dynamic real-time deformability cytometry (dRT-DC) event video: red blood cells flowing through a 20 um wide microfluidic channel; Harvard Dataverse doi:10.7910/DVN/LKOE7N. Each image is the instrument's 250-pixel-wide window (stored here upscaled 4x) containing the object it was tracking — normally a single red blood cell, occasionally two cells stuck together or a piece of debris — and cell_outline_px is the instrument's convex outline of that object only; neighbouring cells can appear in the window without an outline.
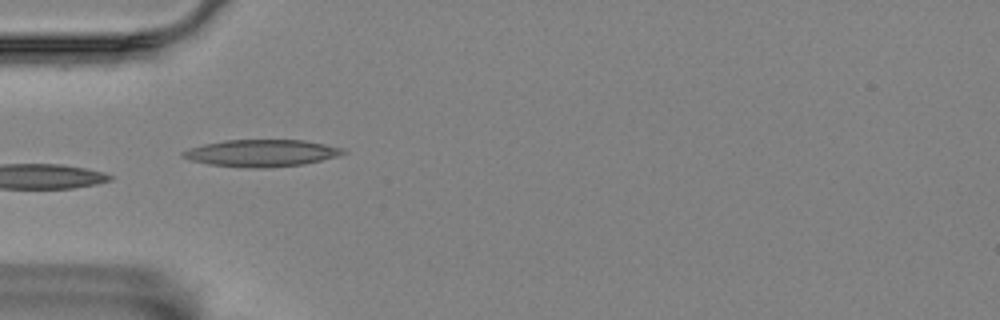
{"species": "Egyptian fruit bat (a non-hibernating species)", "species_latin": "Rousettus aegyptiacus", "temperature_condition": "room temperature", "stored_images_in_passage": 7, "camera_frame_rate_fps": 3000, "um_per_image_px": 0.085, "animal": {"sex": "female"}, "frame": {"image": 1, "passage_image": 2, "time_ms": 0.333, "image_size_px": [1000, 320], "cell_outline_px": [[348, 152], [340, 156], [304, 164], [264, 168], [248, 168], [208, 164], [188, 160], [180, 156], [180, 152], [188, 148], [204, 144], [224, 140], [304, 140], [344, 148]], "centroid_in_image_um": [22.21, 13.01], "position_along_channel_um": 62.8, "area_um2": 25.49}}
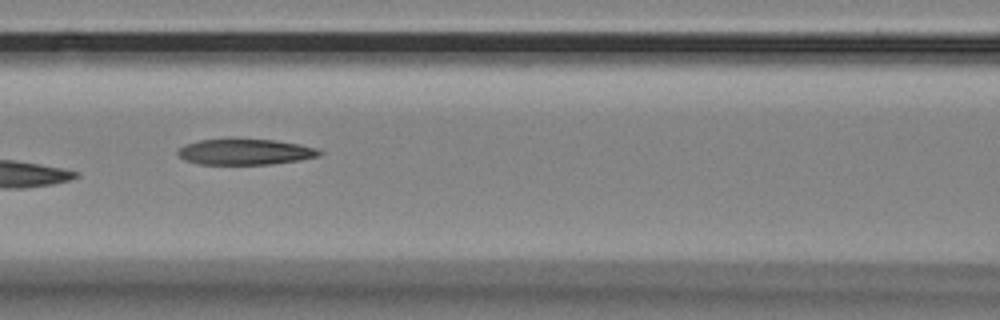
{"frame": {"image": 2, "passage_image": 4, "time_ms": 1.0, "image_size_px": [1000, 320], "cell_outline_px": [[324, 152], [320, 156], [300, 160], [272, 164], [200, 164], [184, 160], [176, 152], [184, 144], [200, 140], [232, 136], [276, 140], [300, 144], [316, 148]], "centroid_in_image_um": [20.84, 12.86], "position_along_channel_um": 145.8, "area_um2": 22.2}}
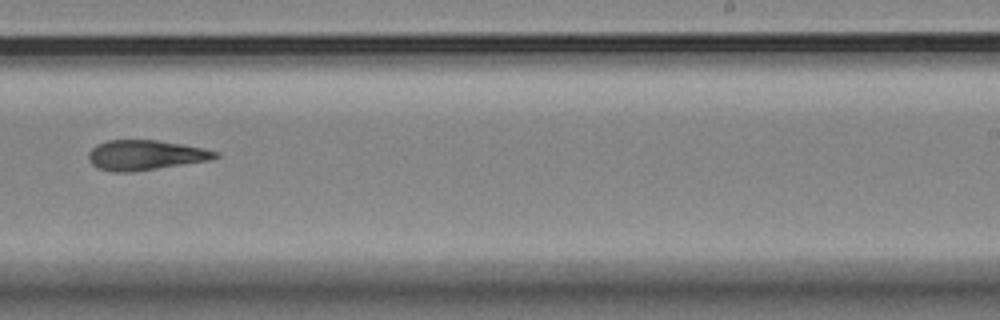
{"frame": {"image": 3, "passage_image": 7, "time_ms": 2.0, "image_size_px": [1000, 320], "cell_outline_px": [[220, 156], [212, 160], [128, 172], [112, 172], [96, 168], [88, 160], [88, 152], [96, 144], [108, 140], [156, 140], [204, 148], [216, 152]], "centroid_in_image_um": [12.31, 13.18], "position_along_channel_um": 276.7, "area_um2": 22.08}}